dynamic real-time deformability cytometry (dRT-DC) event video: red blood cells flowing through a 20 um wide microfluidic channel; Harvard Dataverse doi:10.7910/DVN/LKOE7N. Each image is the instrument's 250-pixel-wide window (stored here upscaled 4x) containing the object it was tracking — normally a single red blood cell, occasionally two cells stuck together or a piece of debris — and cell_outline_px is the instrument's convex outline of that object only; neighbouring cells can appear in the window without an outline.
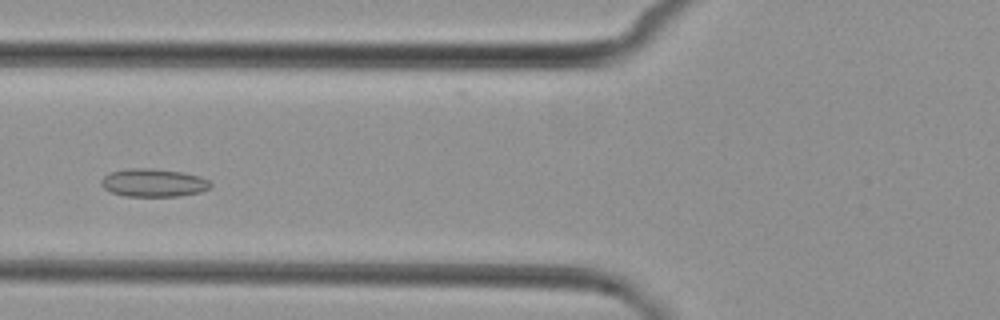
{"species": "common noctule bat (a hibernating species)", "species_latin": "Nyctalus noctula", "temperature_condition": "cold", "stored_images_in_passage": 5, "camera_frame_rate_fps": 3000, "um_per_image_px": 0.085, "animal": {"sex": "female", "body_mass_g": 29.2, "forearm_length_mm": 56.3}, "frame": {"image": 1, "passage_image": 3, "time_ms": 2.667, "image_size_px": [1000, 320], "cell_outline_px": [[212, 188], [200, 192], [180, 196], [124, 196], [112, 192], [104, 188], [100, 184], [100, 180], [104, 176], [112, 172], [128, 168], [152, 168], [184, 172], [200, 176], [208, 180], [212, 184]], "centroid_in_image_um": [13.07, 15.53], "position_along_channel_um": 112.7, "area_um2": 18.03}}
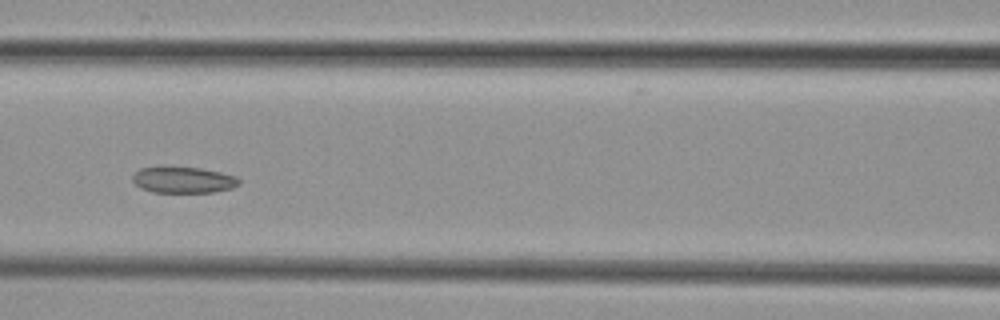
{"frame": {"image": 2, "passage_image": 4, "time_ms": 3.667, "image_size_px": [1000, 320], "cell_outline_px": [[240, 184], [232, 188], [212, 192], [152, 192], [140, 188], [132, 180], [132, 176], [140, 168], [160, 164], [200, 168], [220, 172], [236, 176], [240, 180]], "centroid_in_image_um": [15.53, 15.25], "position_along_channel_um": 151.1, "area_um2": 16.82}}
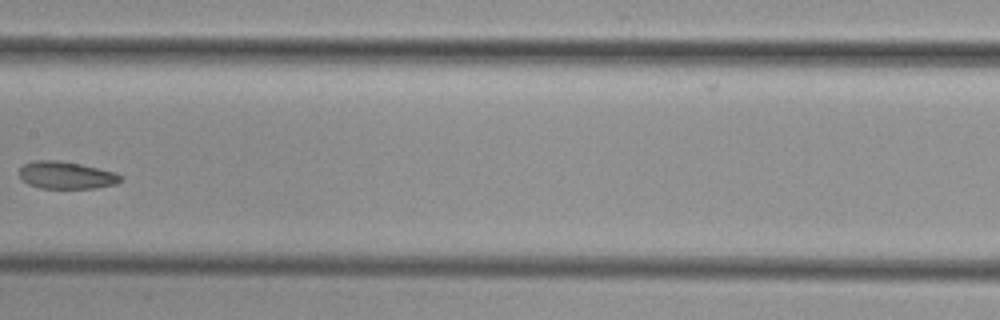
{"frame": {"image": 3, "passage_image": 5, "time_ms": 5.0, "image_size_px": [1000, 320], "cell_outline_px": [[124, 180], [116, 184], [96, 188], [40, 188], [28, 184], [20, 176], [20, 168], [24, 164], [36, 160], [56, 160], [80, 164], [116, 172], [124, 176]], "centroid_in_image_um": [5.69, 14.9], "position_along_channel_um": 201.7, "area_um2": 16.18}}